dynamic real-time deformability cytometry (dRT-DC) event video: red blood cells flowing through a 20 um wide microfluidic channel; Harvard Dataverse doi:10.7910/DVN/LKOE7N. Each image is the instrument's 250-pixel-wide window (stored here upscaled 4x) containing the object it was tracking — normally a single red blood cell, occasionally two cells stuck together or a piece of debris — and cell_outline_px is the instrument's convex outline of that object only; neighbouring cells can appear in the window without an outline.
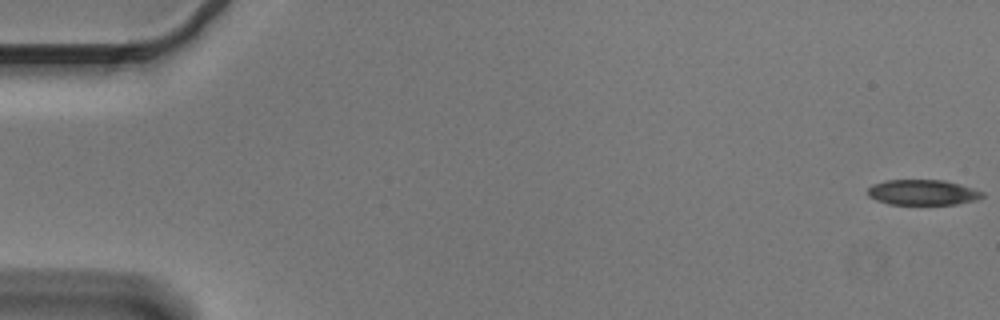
{"species": "Egyptian fruit bat (a non-hibernating species)", "species_latin": "Rousettus aegyptiacus", "temperature_condition": "cold", "stored_images_in_passage": 56, "camera_frame_rate_fps": 3000, "um_per_image_px": 0.085, "animal": {"sex": "male"}, "frame": {"image": 1, "passage_image": 1, "time_ms": 0.0, "image_size_px": [1000, 320], "cell_outline_px": [[984, 196], [976, 200], [956, 204], [888, 204], [876, 200], [868, 196], [868, 188], [872, 184], [884, 180], [944, 180], [960, 184], [984, 192]], "centroid_in_image_um": [78.41, 16.35], "position_along_channel_um": 6.6, "area_um2": 16.99}}
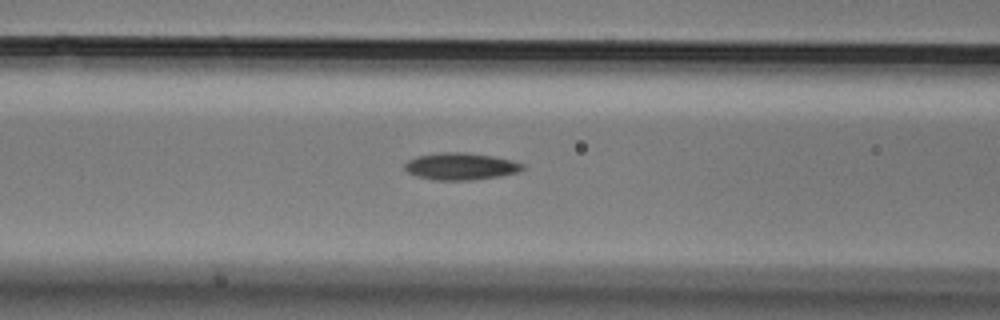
{"frame": {"image": 2, "passage_image": 23, "time_ms": 7.333, "image_size_px": [1000, 320], "cell_outline_px": [[524, 168], [520, 172], [500, 176], [472, 180], [432, 180], [416, 176], [408, 172], [404, 168], [404, 164], [408, 160], [416, 156], [444, 152], [464, 152], [492, 156], [512, 160], [524, 164]], "centroid_in_image_um": [39.16, 14.14], "position_along_channel_um": 127.4, "area_um2": 18.67}}
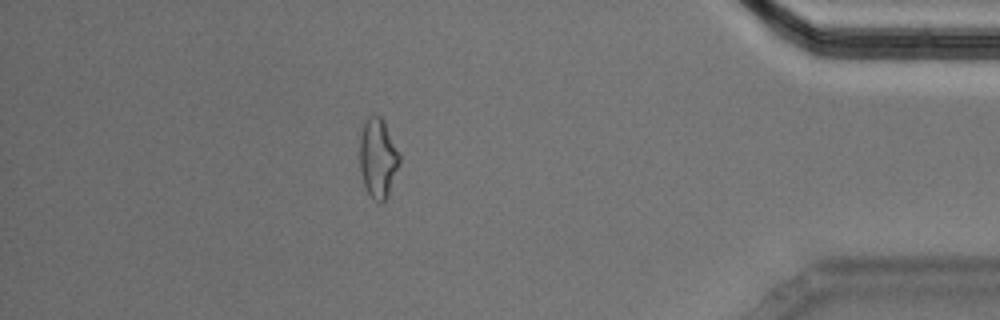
{"frame": {"image": 3, "passage_image": 49, "time_ms": 16.0, "image_size_px": [1000, 320], "cell_outline_px": [[400, 160], [388, 196], [380, 204], [364, 188], [360, 172], [360, 136], [364, 124], [368, 116], [380, 116], [384, 120], [400, 152]], "centroid_in_image_um": [32.13, 13.43], "position_along_channel_um": 403.1, "area_um2": 18.44}, "authors_computed_cell_mechanics": {"area_um2": 17.8891, "velocity_mm_per_s": 3.6353, "shape_relaxation_time_tau1_ms": 7.8087, "shape_relaxation_time_tau2_ms": 6.235, "deformation_change_tau1": 0.1871, "deformation_change_tau2": 0.1576}}